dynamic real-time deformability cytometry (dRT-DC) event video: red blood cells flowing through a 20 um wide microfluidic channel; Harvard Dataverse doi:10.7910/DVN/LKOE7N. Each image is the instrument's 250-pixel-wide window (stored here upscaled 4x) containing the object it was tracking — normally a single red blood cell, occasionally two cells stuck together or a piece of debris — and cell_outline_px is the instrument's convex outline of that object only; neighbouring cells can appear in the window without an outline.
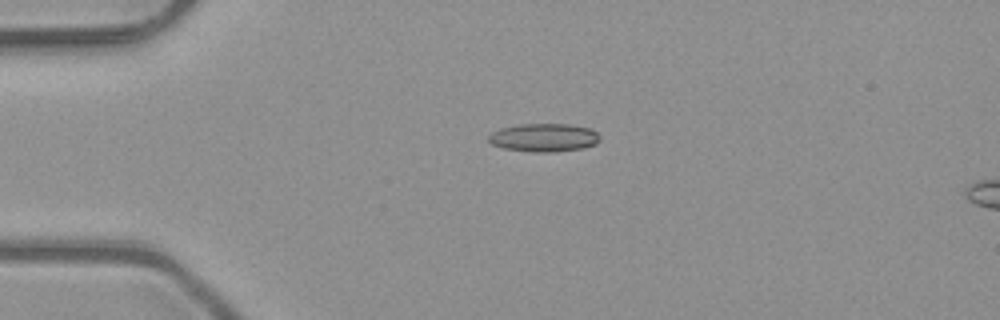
{"species": "common noctule bat (a hibernating species)", "species_latin": "Nyctalus noctula", "temperature_condition": "room temperature", "stored_images_in_passage": 3, "camera_frame_rate_fps": 3000, "um_per_image_px": 0.085, "animal": {"sex": "male", "body_mass_g": 23.1, "forearm_length_mm": 52.7}, "frame": {"image": 1, "passage_image": 1, "time_ms": 0.0, "image_size_px": [1000, 320], "cell_outline_px": [[600, 140], [596, 144], [580, 148], [556, 152], [532, 152], [504, 148], [492, 144], [488, 140], [488, 136], [492, 132], [500, 128], [520, 124], [568, 124], [592, 128], [600, 136]], "centroid_in_image_um": [46.24, 11.69], "position_along_channel_um": 38.8, "area_um2": 18.38}}